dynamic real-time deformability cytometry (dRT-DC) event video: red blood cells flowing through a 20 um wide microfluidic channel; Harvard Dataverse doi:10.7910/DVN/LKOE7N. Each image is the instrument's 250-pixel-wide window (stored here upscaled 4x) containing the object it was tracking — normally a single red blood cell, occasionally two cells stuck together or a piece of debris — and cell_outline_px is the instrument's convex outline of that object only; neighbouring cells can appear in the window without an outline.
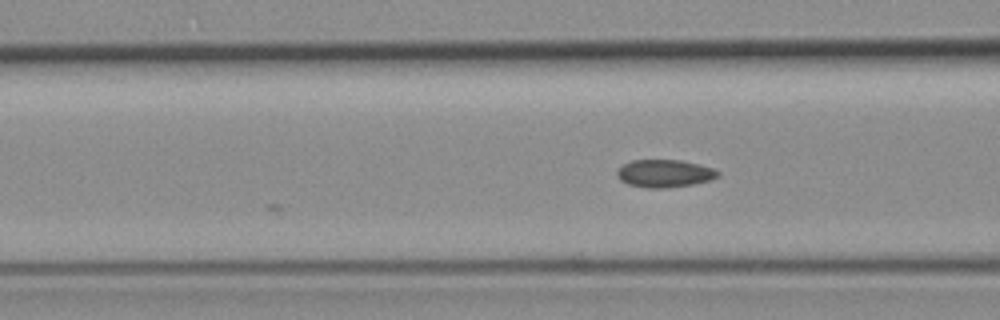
{"species": "common noctule bat (a hibernating species)", "species_latin": "Nyctalus noctula", "temperature_condition": "room temperature", "stored_images_in_passage": 4, "camera_frame_rate_fps": 3000, "um_per_image_px": 0.085, "animal": {"sex": "female", "body_mass_g": 19.3, "forearm_length_mm": 54.1}, "frame": {"image": 1, "passage_image": 4, "time_ms": 3.333, "image_size_px": [1000, 320], "cell_outline_px": [[720, 176], [712, 180], [692, 184], [664, 188], [648, 188], [628, 184], [620, 180], [616, 176], [616, 172], [624, 164], [632, 160], [680, 160], [700, 164], [712, 168], [720, 172]], "centroid_in_image_um": [56.5, 14.74], "position_along_channel_um": 110.1, "area_um2": 16.3}}